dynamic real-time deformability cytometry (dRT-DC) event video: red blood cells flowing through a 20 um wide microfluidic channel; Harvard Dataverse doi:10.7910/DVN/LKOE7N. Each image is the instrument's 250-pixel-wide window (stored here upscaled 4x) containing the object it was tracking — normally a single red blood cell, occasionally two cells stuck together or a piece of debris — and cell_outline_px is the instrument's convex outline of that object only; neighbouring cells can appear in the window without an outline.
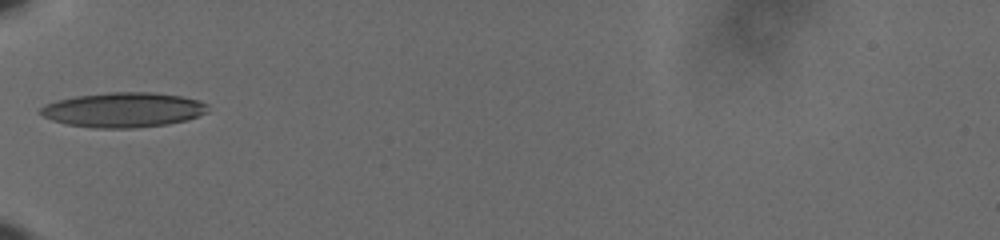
{"species": "human", "species_latin": "Homo sapiens", "temperature_condition": "cold", "stored_images_in_passage": 36, "camera_frame_rate_fps": 3000, "um_per_image_px": 0.085, "donor": {"sex": "male"}, "frame": {"image": 1, "passage_image": 1, "time_ms": 0.0, "image_size_px": [1000, 240], "cell_outline_px": [[208, 112], [188, 120], [168, 124], [136, 128], [92, 128], [68, 124], [52, 120], [44, 116], [40, 112], [40, 108], [44, 104], [56, 100], [76, 96], [108, 92], [152, 92], [180, 96], [200, 100], [208, 104]], "centroid_in_image_um": [10.51, 9.34], "position_along_channel_um": 74.5, "area_um2": 34.16}}
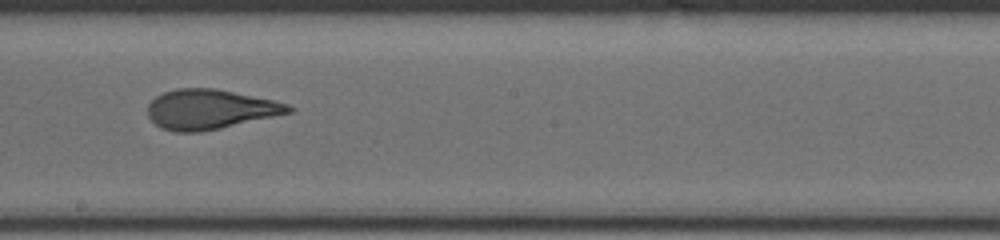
{"frame": {"image": 2, "passage_image": 14, "time_ms": 4.333, "image_size_px": [1000, 240], "cell_outline_px": [[296, 108], [292, 112], [220, 128], [200, 132], [172, 132], [160, 128], [148, 116], [148, 104], [156, 96], [164, 92], [176, 88], [216, 88], [272, 100], [288, 104]], "centroid_in_image_um": [17.83, 9.29], "position_along_channel_um": 230.4, "area_um2": 32.54}}
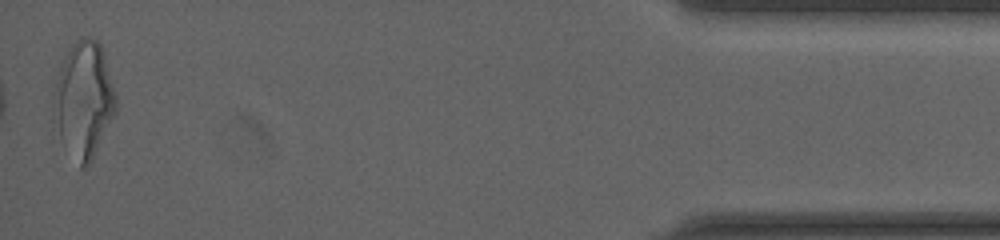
{"frame": {"image": 3, "passage_image": 36, "time_ms": 11.667, "image_size_px": [1000, 240], "cell_outline_px": [[116, 112], [88, 168], [80, 168], [60, 140], [56, 88], [56, 84], [60, 64], [72, 44], [76, 40], [84, 36], [96, 40], [100, 44], [116, 92]], "centroid_in_image_um": [7.19, 8.49], "position_along_channel_um": 428.0, "area_um2": 40.98}, "authors_computed_cell_mechanics": {"area_um2": 33.1483, "velocity_mm_per_s": 3.6355, "shape_relaxation_time_tau1_ms": 6.5707, "shape_relaxation_time_tau2_ms": 0.955, "deformation_change_tau1": 0.2129, "deformation_change_tau2": 0.0904}}